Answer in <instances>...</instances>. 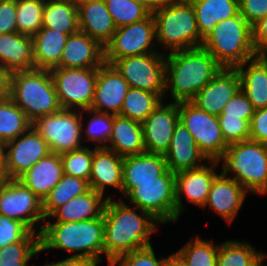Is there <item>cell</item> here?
Segmentation results:
<instances>
[{
    "label": "cell",
    "mask_w": 267,
    "mask_h": 266,
    "mask_svg": "<svg viewBox=\"0 0 267 266\" xmlns=\"http://www.w3.org/2000/svg\"><path fill=\"white\" fill-rule=\"evenodd\" d=\"M113 200L107 199L103 212L108 266L126 253L151 245L149 236L156 232V223L160 224L150 213L135 206L130 208L123 200Z\"/></svg>",
    "instance_id": "obj_1"
},
{
    "label": "cell",
    "mask_w": 267,
    "mask_h": 266,
    "mask_svg": "<svg viewBox=\"0 0 267 266\" xmlns=\"http://www.w3.org/2000/svg\"><path fill=\"white\" fill-rule=\"evenodd\" d=\"M224 67L202 46L166 55L165 95L191 101Z\"/></svg>",
    "instance_id": "obj_2"
},
{
    "label": "cell",
    "mask_w": 267,
    "mask_h": 266,
    "mask_svg": "<svg viewBox=\"0 0 267 266\" xmlns=\"http://www.w3.org/2000/svg\"><path fill=\"white\" fill-rule=\"evenodd\" d=\"M39 251L63 249L77 251L71 257H79L99 264L104 254V217L79 222L46 221L40 226Z\"/></svg>",
    "instance_id": "obj_3"
},
{
    "label": "cell",
    "mask_w": 267,
    "mask_h": 266,
    "mask_svg": "<svg viewBox=\"0 0 267 266\" xmlns=\"http://www.w3.org/2000/svg\"><path fill=\"white\" fill-rule=\"evenodd\" d=\"M156 43L171 52L202 46L194 8L189 0H167L152 13Z\"/></svg>",
    "instance_id": "obj_4"
},
{
    "label": "cell",
    "mask_w": 267,
    "mask_h": 266,
    "mask_svg": "<svg viewBox=\"0 0 267 266\" xmlns=\"http://www.w3.org/2000/svg\"><path fill=\"white\" fill-rule=\"evenodd\" d=\"M202 47L224 68H236L257 56L252 26L240 13L216 24L203 39Z\"/></svg>",
    "instance_id": "obj_5"
},
{
    "label": "cell",
    "mask_w": 267,
    "mask_h": 266,
    "mask_svg": "<svg viewBox=\"0 0 267 266\" xmlns=\"http://www.w3.org/2000/svg\"><path fill=\"white\" fill-rule=\"evenodd\" d=\"M221 160L222 176L233 174L230 178L252 194L267 193V145L250 139L232 143L217 159V163Z\"/></svg>",
    "instance_id": "obj_6"
},
{
    "label": "cell",
    "mask_w": 267,
    "mask_h": 266,
    "mask_svg": "<svg viewBox=\"0 0 267 266\" xmlns=\"http://www.w3.org/2000/svg\"><path fill=\"white\" fill-rule=\"evenodd\" d=\"M10 98L32 123L62 109L49 70L14 71Z\"/></svg>",
    "instance_id": "obj_7"
},
{
    "label": "cell",
    "mask_w": 267,
    "mask_h": 266,
    "mask_svg": "<svg viewBox=\"0 0 267 266\" xmlns=\"http://www.w3.org/2000/svg\"><path fill=\"white\" fill-rule=\"evenodd\" d=\"M122 195L160 223L177 221L175 173L169 169L156 181L122 183Z\"/></svg>",
    "instance_id": "obj_8"
},
{
    "label": "cell",
    "mask_w": 267,
    "mask_h": 266,
    "mask_svg": "<svg viewBox=\"0 0 267 266\" xmlns=\"http://www.w3.org/2000/svg\"><path fill=\"white\" fill-rule=\"evenodd\" d=\"M32 127L47 142L53 153L61 155L83 147L81 110L61 109L37 118Z\"/></svg>",
    "instance_id": "obj_9"
},
{
    "label": "cell",
    "mask_w": 267,
    "mask_h": 266,
    "mask_svg": "<svg viewBox=\"0 0 267 266\" xmlns=\"http://www.w3.org/2000/svg\"><path fill=\"white\" fill-rule=\"evenodd\" d=\"M49 71L62 109L91 108L97 82V68L55 67Z\"/></svg>",
    "instance_id": "obj_10"
},
{
    "label": "cell",
    "mask_w": 267,
    "mask_h": 266,
    "mask_svg": "<svg viewBox=\"0 0 267 266\" xmlns=\"http://www.w3.org/2000/svg\"><path fill=\"white\" fill-rule=\"evenodd\" d=\"M179 121L190 131L200 151L209 161L217 159L227 151L218 116L199 109L191 101L179 102Z\"/></svg>",
    "instance_id": "obj_11"
},
{
    "label": "cell",
    "mask_w": 267,
    "mask_h": 266,
    "mask_svg": "<svg viewBox=\"0 0 267 266\" xmlns=\"http://www.w3.org/2000/svg\"><path fill=\"white\" fill-rule=\"evenodd\" d=\"M164 53H150L116 59L112 65L132 88L141 89L165 97Z\"/></svg>",
    "instance_id": "obj_12"
},
{
    "label": "cell",
    "mask_w": 267,
    "mask_h": 266,
    "mask_svg": "<svg viewBox=\"0 0 267 266\" xmlns=\"http://www.w3.org/2000/svg\"><path fill=\"white\" fill-rule=\"evenodd\" d=\"M155 40L156 25L151 13L139 22L116 28L111 41L104 48V61L112 64L116 59L158 52L153 48L157 44Z\"/></svg>",
    "instance_id": "obj_13"
},
{
    "label": "cell",
    "mask_w": 267,
    "mask_h": 266,
    "mask_svg": "<svg viewBox=\"0 0 267 266\" xmlns=\"http://www.w3.org/2000/svg\"><path fill=\"white\" fill-rule=\"evenodd\" d=\"M0 215L23 222L36 232L38 222H45L43 201L18 179L0 178Z\"/></svg>",
    "instance_id": "obj_14"
},
{
    "label": "cell",
    "mask_w": 267,
    "mask_h": 266,
    "mask_svg": "<svg viewBox=\"0 0 267 266\" xmlns=\"http://www.w3.org/2000/svg\"><path fill=\"white\" fill-rule=\"evenodd\" d=\"M49 153L47 142L31 127L16 139L5 143V161L0 178L18 179Z\"/></svg>",
    "instance_id": "obj_15"
},
{
    "label": "cell",
    "mask_w": 267,
    "mask_h": 266,
    "mask_svg": "<svg viewBox=\"0 0 267 266\" xmlns=\"http://www.w3.org/2000/svg\"><path fill=\"white\" fill-rule=\"evenodd\" d=\"M178 122L179 102L161 101L142 122L145 152L165 155Z\"/></svg>",
    "instance_id": "obj_16"
},
{
    "label": "cell",
    "mask_w": 267,
    "mask_h": 266,
    "mask_svg": "<svg viewBox=\"0 0 267 266\" xmlns=\"http://www.w3.org/2000/svg\"><path fill=\"white\" fill-rule=\"evenodd\" d=\"M130 86L118 70L108 63L97 68L95 95L90 109L120 115V111Z\"/></svg>",
    "instance_id": "obj_17"
},
{
    "label": "cell",
    "mask_w": 267,
    "mask_h": 266,
    "mask_svg": "<svg viewBox=\"0 0 267 266\" xmlns=\"http://www.w3.org/2000/svg\"><path fill=\"white\" fill-rule=\"evenodd\" d=\"M241 90V81L236 68H223L191 100L199 109L219 116L224 106Z\"/></svg>",
    "instance_id": "obj_18"
},
{
    "label": "cell",
    "mask_w": 267,
    "mask_h": 266,
    "mask_svg": "<svg viewBox=\"0 0 267 266\" xmlns=\"http://www.w3.org/2000/svg\"><path fill=\"white\" fill-rule=\"evenodd\" d=\"M209 162L210 167L206 164L196 169L175 173L177 220H179L181 212L186 209L182 201V194L190 203L204 207L212 181L218 175L214 168L218 165L217 161Z\"/></svg>",
    "instance_id": "obj_19"
},
{
    "label": "cell",
    "mask_w": 267,
    "mask_h": 266,
    "mask_svg": "<svg viewBox=\"0 0 267 266\" xmlns=\"http://www.w3.org/2000/svg\"><path fill=\"white\" fill-rule=\"evenodd\" d=\"M164 158L168 169L173 173L202 167L204 164L200 161L209 162L200 151L190 131L180 121L175 126L170 147Z\"/></svg>",
    "instance_id": "obj_20"
},
{
    "label": "cell",
    "mask_w": 267,
    "mask_h": 266,
    "mask_svg": "<svg viewBox=\"0 0 267 266\" xmlns=\"http://www.w3.org/2000/svg\"><path fill=\"white\" fill-rule=\"evenodd\" d=\"M104 62V47L89 35L78 31L68 36L57 67L99 68Z\"/></svg>",
    "instance_id": "obj_21"
},
{
    "label": "cell",
    "mask_w": 267,
    "mask_h": 266,
    "mask_svg": "<svg viewBox=\"0 0 267 266\" xmlns=\"http://www.w3.org/2000/svg\"><path fill=\"white\" fill-rule=\"evenodd\" d=\"M248 192L233 178L218 174L212 181L205 206H209L231 224Z\"/></svg>",
    "instance_id": "obj_22"
},
{
    "label": "cell",
    "mask_w": 267,
    "mask_h": 266,
    "mask_svg": "<svg viewBox=\"0 0 267 266\" xmlns=\"http://www.w3.org/2000/svg\"><path fill=\"white\" fill-rule=\"evenodd\" d=\"M77 5L79 31L89 35L105 48L111 41L116 26L104 0H88Z\"/></svg>",
    "instance_id": "obj_23"
},
{
    "label": "cell",
    "mask_w": 267,
    "mask_h": 266,
    "mask_svg": "<svg viewBox=\"0 0 267 266\" xmlns=\"http://www.w3.org/2000/svg\"><path fill=\"white\" fill-rule=\"evenodd\" d=\"M123 158L105 148L93 149L92 170L89 178L90 189L103 195L108 186L119 189L122 193Z\"/></svg>",
    "instance_id": "obj_24"
},
{
    "label": "cell",
    "mask_w": 267,
    "mask_h": 266,
    "mask_svg": "<svg viewBox=\"0 0 267 266\" xmlns=\"http://www.w3.org/2000/svg\"><path fill=\"white\" fill-rule=\"evenodd\" d=\"M63 175L61 156L51 152L41 158L18 180L43 201Z\"/></svg>",
    "instance_id": "obj_25"
},
{
    "label": "cell",
    "mask_w": 267,
    "mask_h": 266,
    "mask_svg": "<svg viewBox=\"0 0 267 266\" xmlns=\"http://www.w3.org/2000/svg\"><path fill=\"white\" fill-rule=\"evenodd\" d=\"M105 149L125 157L145 152L142 123L113 115L112 133Z\"/></svg>",
    "instance_id": "obj_26"
},
{
    "label": "cell",
    "mask_w": 267,
    "mask_h": 266,
    "mask_svg": "<svg viewBox=\"0 0 267 266\" xmlns=\"http://www.w3.org/2000/svg\"><path fill=\"white\" fill-rule=\"evenodd\" d=\"M103 196L90 189L85 194L74 197L56 208L48 216V219L49 217H55L56 222H79L101 217L107 199L112 198L111 196L103 198Z\"/></svg>",
    "instance_id": "obj_27"
},
{
    "label": "cell",
    "mask_w": 267,
    "mask_h": 266,
    "mask_svg": "<svg viewBox=\"0 0 267 266\" xmlns=\"http://www.w3.org/2000/svg\"><path fill=\"white\" fill-rule=\"evenodd\" d=\"M0 64L13 72L34 69L32 38L19 32L1 34Z\"/></svg>",
    "instance_id": "obj_28"
},
{
    "label": "cell",
    "mask_w": 267,
    "mask_h": 266,
    "mask_svg": "<svg viewBox=\"0 0 267 266\" xmlns=\"http://www.w3.org/2000/svg\"><path fill=\"white\" fill-rule=\"evenodd\" d=\"M168 170L164 155L144 152L123 158V183L158 180Z\"/></svg>",
    "instance_id": "obj_29"
},
{
    "label": "cell",
    "mask_w": 267,
    "mask_h": 266,
    "mask_svg": "<svg viewBox=\"0 0 267 266\" xmlns=\"http://www.w3.org/2000/svg\"><path fill=\"white\" fill-rule=\"evenodd\" d=\"M32 38L35 68L50 70L60 64L68 35L42 27Z\"/></svg>",
    "instance_id": "obj_30"
},
{
    "label": "cell",
    "mask_w": 267,
    "mask_h": 266,
    "mask_svg": "<svg viewBox=\"0 0 267 266\" xmlns=\"http://www.w3.org/2000/svg\"><path fill=\"white\" fill-rule=\"evenodd\" d=\"M247 63L249 66H247ZM247 66V68H245ZM245 68V69H244ZM241 81V90L255 110L267 107V66L256 56L236 67Z\"/></svg>",
    "instance_id": "obj_31"
},
{
    "label": "cell",
    "mask_w": 267,
    "mask_h": 266,
    "mask_svg": "<svg viewBox=\"0 0 267 266\" xmlns=\"http://www.w3.org/2000/svg\"><path fill=\"white\" fill-rule=\"evenodd\" d=\"M194 8L200 36L204 39L220 21L239 13V0H189Z\"/></svg>",
    "instance_id": "obj_32"
},
{
    "label": "cell",
    "mask_w": 267,
    "mask_h": 266,
    "mask_svg": "<svg viewBox=\"0 0 267 266\" xmlns=\"http://www.w3.org/2000/svg\"><path fill=\"white\" fill-rule=\"evenodd\" d=\"M42 27L68 36L79 31L78 5L74 0H45Z\"/></svg>",
    "instance_id": "obj_33"
},
{
    "label": "cell",
    "mask_w": 267,
    "mask_h": 266,
    "mask_svg": "<svg viewBox=\"0 0 267 266\" xmlns=\"http://www.w3.org/2000/svg\"><path fill=\"white\" fill-rule=\"evenodd\" d=\"M218 245L217 266H265L266 254L247 242L228 240Z\"/></svg>",
    "instance_id": "obj_34"
},
{
    "label": "cell",
    "mask_w": 267,
    "mask_h": 266,
    "mask_svg": "<svg viewBox=\"0 0 267 266\" xmlns=\"http://www.w3.org/2000/svg\"><path fill=\"white\" fill-rule=\"evenodd\" d=\"M90 190L89 182L74 176L64 174L60 182L49 192L43 200L45 218L58 207L72 198L85 194Z\"/></svg>",
    "instance_id": "obj_35"
},
{
    "label": "cell",
    "mask_w": 267,
    "mask_h": 266,
    "mask_svg": "<svg viewBox=\"0 0 267 266\" xmlns=\"http://www.w3.org/2000/svg\"><path fill=\"white\" fill-rule=\"evenodd\" d=\"M32 127L26 114L11 100L0 99V139L6 143Z\"/></svg>",
    "instance_id": "obj_36"
},
{
    "label": "cell",
    "mask_w": 267,
    "mask_h": 266,
    "mask_svg": "<svg viewBox=\"0 0 267 266\" xmlns=\"http://www.w3.org/2000/svg\"><path fill=\"white\" fill-rule=\"evenodd\" d=\"M164 101L158 94L130 87L125 95L120 115L142 123Z\"/></svg>",
    "instance_id": "obj_37"
},
{
    "label": "cell",
    "mask_w": 267,
    "mask_h": 266,
    "mask_svg": "<svg viewBox=\"0 0 267 266\" xmlns=\"http://www.w3.org/2000/svg\"><path fill=\"white\" fill-rule=\"evenodd\" d=\"M219 246L199 236L191 239L184 247L175 252L186 266H217Z\"/></svg>",
    "instance_id": "obj_38"
},
{
    "label": "cell",
    "mask_w": 267,
    "mask_h": 266,
    "mask_svg": "<svg viewBox=\"0 0 267 266\" xmlns=\"http://www.w3.org/2000/svg\"><path fill=\"white\" fill-rule=\"evenodd\" d=\"M45 0H16L18 32L34 36L42 28Z\"/></svg>",
    "instance_id": "obj_39"
},
{
    "label": "cell",
    "mask_w": 267,
    "mask_h": 266,
    "mask_svg": "<svg viewBox=\"0 0 267 266\" xmlns=\"http://www.w3.org/2000/svg\"><path fill=\"white\" fill-rule=\"evenodd\" d=\"M116 28L146 19L151 12L134 0H104Z\"/></svg>",
    "instance_id": "obj_40"
},
{
    "label": "cell",
    "mask_w": 267,
    "mask_h": 266,
    "mask_svg": "<svg viewBox=\"0 0 267 266\" xmlns=\"http://www.w3.org/2000/svg\"><path fill=\"white\" fill-rule=\"evenodd\" d=\"M39 238H23L0 249V266H27L39 251ZM34 266V265H32Z\"/></svg>",
    "instance_id": "obj_41"
},
{
    "label": "cell",
    "mask_w": 267,
    "mask_h": 266,
    "mask_svg": "<svg viewBox=\"0 0 267 266\" xmlns=\"http://www.w3.org/2000/svg\"><path fill=\"white\" fill-rule=\"evenodd\" d=\"M89 112L92 117L88 121V126L84 130L83 125V112ZM81 121H82V136L85 133L86 142L95 141L100 143L96 145L97 148H105L106 144L109 141V138L112 133L113 127V115L108 113H101L94 111L92 109L81 110ZM85 131V132H84ZM84 132V133H83ZM106 143V144H105Z\"/></svg>",
    "instance_id": "obj_42"
},
{
    "label": "cell",
    "mask_w": 267,
    "mask_h": 266,
    "mask_svg": "<svg viewBox=\"0 0 267 266\" xmlns=\"http://www.w3.org/2000/svg\"><path fill=\"white\" fill-rule=\"evenodd\" d=\"M63 165V172L66 175L87 180L92 170L93 150L84 146L60 155Z\"/></svg>",
    "instance_id": "obj_43"
},
{
    "label": "cell",
    "mask_w": 267,
    "mask_h": 266,
    "mask_svg": "<svg viewBox=\"0 0 267 266\" xmlns=\"http://www.w3.org/2000/svg\"><path fill=\"white\" fill-rule=\"evenodd\" d=\"M23 238H39V233L31 231L21 221L0 215V249Z\"/></svg>",
    "instance_id": "obj_44"
},
{
    "label": "cell",
    "mask_w": 267,
    "mask_h": 266,
    "mask_svg": "<svg viewBox=\"0 0 267 266\" xmlns=\"http://www.w3.org/2000/svg\"><path fill=\"white\" fill-rule=\"evenodd\" d=\"M219 124L224 141L229 145L249 140L250 121L240 118L226 117L219 115Z\"/></svg>",
    "instance_id": "obj_45"
},
{
    "label": "cell",
    "mask_w": 267,
    "mask_h": 266,
    "mask_svg": "<svg viewBox=\"0 0 267 266\" xmlns=\"http://www.w3.org/2000/svg\"><path fill=\"white\" fill-rule=\"evenodd\" d=\"M164 263L165 258L157 259L149 245L120 256L110 266H164Z\"/></svg>",
    "instance_id": "obj_46"
},
{
    "label": "cell",
    "mask_w": 267,
    "mask_h": 266,
    "mask_svg": "<svg viewBox=\"0 0 267 266\" xmlns=\"http://www.w3.org/2000/svg\"><path fill=\"white\" fill-rule=\"evenodd\" d=\"M255 109L246 94L240 90L234 97L224 106L220 115L226 117L240 118L251 121Z\"/></svg>",
    "instance_id": "obj_47"
},
{
    "label": "cell",
    "mask_w": 267,
    "mask_h": 266,
    "mask_svg": "<svg viewBox=\"0 0 267 266\" xmlns=\"http://www.w3.org/2000/svg\"><path fill=\"white\" fill-rule=\"evenodd\" d=\"M239 13L253 26L267 17V0H239Z\"/></svg>",
    "instance_id": "obj_48"
},
{
    "label": "cell",
    "mask_w": 267,
    "mask_h": 266,
    "mask_svg": "<svg viewBox=\"0 0 267 266\" xmlns=\"http://www.w3.org/2000/svg\"><path fill=\"white\" fill-rule=\"evenodd\" d=\"M16 0L0 1V35L18 32Z\"/></svg>",
    "instance_id": "obj_49"
},
{
    "label": "cell",
    "mask_w": 267,
    "mask_h": 266,
    "mask_svg": "<svg viewBox=\"0 0 267 266\" xmlns=\"http://www.w3.org/2000/svg\"><path fill=\"white\" fill-rule=\"evenodd\" d=\"M249 139L267 145V107L255 110L250 121Z\"/></svg>",
    "instance_id": "obj_50"
},
{
    "label": "cell",
    "mask_w": 267,
    "mask_h": 266,
    "mask_svg": "<svg viewBox=\"0 0 267 266\" xmlns=\"http://www.w3.org/2000/svg\"><path fill=\"white\" fill-rule=\"evenodd\" d=\"M253 46L257 54L267 51V17L252 26Z\"/></svg>",
    "instance_id": "obj_51"
},
{
    "label": "cell",
    "mask_w": 267,
    "mask_h": 266,
    "mask_svg": "<svg viewBox=\"0 0 267 266\" xmlns=\"http://www.w3.org/2000/svg\"><path fill=\"white\" fill-rule=\"evenodd\" d=\"M13 71L0 64V99L11 97Z\"/></svg>",
    "instance_id": "obj_52"
},
{
    "label": "cell",
    "mask_w": 267,
    "mask_h": 266,
    "mask_svg": "<svg viewBox=\"0 0 267 266\" xmlns=\"http://www.w3.org/2000/svg\"><path fill=\"white\" fill-rule=\"evenodd\" d=\"M98 264L79 257H68L62 261L45 264L42 266H97ZM36 266V265H35Z\"/></svg>",
    "instance_id": "obj_53"
},
{
    "label": "cell",
    "mask_w": 267,
    "mask_h": 266,
    "mask_svg": "<svg viewBox=\"0 0 267 266\" xmlns=\"http://www.w3.org/2000/svg\"><path fill=\"white\" fill-rule=\"evenodd\" d=\"M134 1L139 2L141 5L146 7L151 13H153L167 0H134Z\"/></svg>",
    "instance_id": "obj_54"
},
{
    "label": "cell",
    "mask_w": 267,
    "mask_h": 266,
    "mask_svg": "<svg viewBox=\"0 0 267 266\" xmlns=\"http://www.w3.org/2000/svg\"><path fill=\"white\" fill-rule=\"evenodd\" d=\"M164 266H186V265L176 253H173L169 255V257L165 258Z\"/></svg>",
    "instance_id": "obj_55"
},
{
    "label": "cell",
    "mask_w": 267,
    "mask_h": 266,
    "mask_svg": "<svg viewBox=\"0 0 267 266\" xmlns=\"http://www.w3.org/2000/svg\"><path fill=\"white\" fill-rule=\"evenodd\" d=\"M5 161V143L0 139V170Z\"/></svg>",
    "instance_id": "obj_56"
},
{
    "label": "cell",
    "mask_w": 267,
    "mask_h": 266,
    "mask_svg": "<svg viewBox=\"0 0 267 266\" xmlns=\"http://www.w3.org/2000/svg\"><path fill=\"white\" fill-rule=\"evenodd\" d=\"M257 57L267 66V51L257 54Z\"/></svg>",
    "instance_id": "obj_57"
},
{
    "label": "cell",
    "mask_w": 267,
    "mask_h": 266,
    "mask_svg": "<svg viewBox=\"0 0 267 266\" xmlns=\"http://www.w3.org/2000/svg\"><path fill=\"white\" fill-rule=\"evenodd\" d=\"M77 4L88 0H74Z\"/></svg>",
    "instance_id": "obj_58"
}]
</instances>
